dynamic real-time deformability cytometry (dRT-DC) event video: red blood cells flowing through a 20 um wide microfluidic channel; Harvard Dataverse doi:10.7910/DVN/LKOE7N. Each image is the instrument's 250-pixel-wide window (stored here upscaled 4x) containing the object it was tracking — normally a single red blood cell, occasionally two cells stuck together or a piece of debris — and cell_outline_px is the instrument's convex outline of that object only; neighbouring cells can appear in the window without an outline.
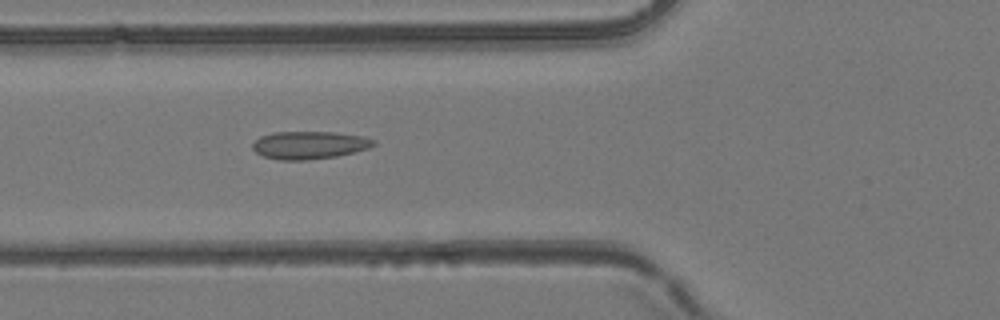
{"species": "common noctule bat (a hibernating species)", "species_latin": "Nyctalus noctula", "temperature_condition": "room temperature", "stored_images_in_passage": 53, "camera_frame_rate_fps": 3000, "um_per_image_px": 0.085, "animal": {"sex": "female", "body_mass_g": 24.6, "forearm_length_mm": 56.2}, "frame": {"image": 1, "passage_image": 20, "time_ms": 6.333, "image_size_px": [1000, 320], "cell_outline_px": [[376, 144], [368, 148], [336, 156], [304, 160], [280, 160], [264, 156], [256, 152], [252, 148], [252, 144], [260, 136], [272, 132], [336, 132], [364, 136], [376, 140]], "centroid_in_image_um": [26.29, 12.32], "position_along_channel_um": 99.5, "area_um2": 19.54}}
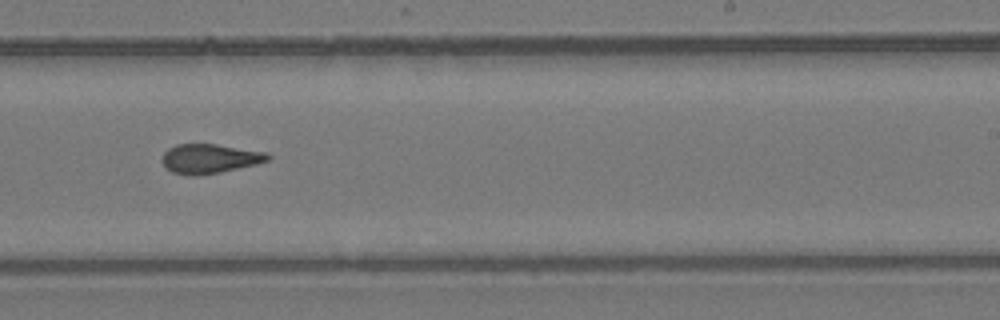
{"frame": {"image": 2, "passage_image": 33, "time_ms": 10.667, "image_size_px": [1000, 320], "cell_outline_px": [[272, 156], [268, 160], [256, 164], [220, 172], [196, 176], [172, 172], [160, 160], [160, 156], [168, 148], [176, 144], [216, 144], [268, 152]], "centroid_in_image_um": [17.82, 13.47], "position_along_channel_um": 271.2, "area_um2": 18.15}}
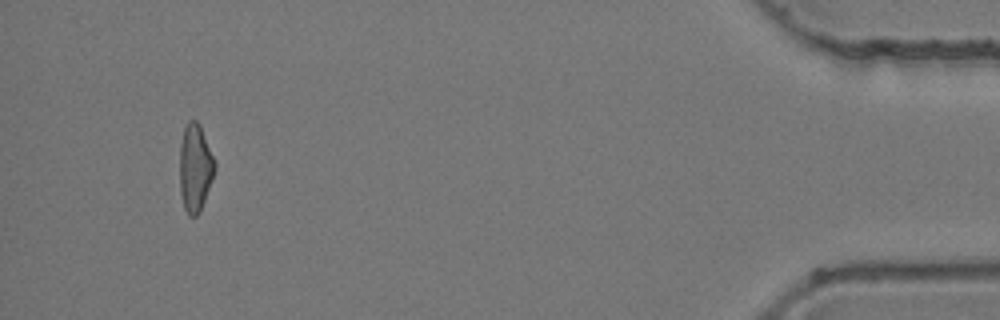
{"frame": {"image": 3, "passage_image": 50, "time_ms": 16.333, "image_size_px": [1000, 320], "cell_outline_px": [[216, 168], [200, 212], [196, 216], [188, 216], [184, 208], [180, 192], [180, 144], [184, 128], [188, 120], [196, 120], [200, 124], [216, 160]], "centroid_in_image_um": [16.6, 14.24], "position_along_channel_um": 418.6, "area_um2": 18.15}, "authors_computed_cell_mechanics": {"area_um2": 18.496, "velocity_mm_per_s": 3.9563, "shape_relaxation_time_tau1_ms": null, "shape_relaxation_time_tau2_ms": 2.0313, "deformation_change_tau1": null, "deformation_change_tau2": 0.1059}}